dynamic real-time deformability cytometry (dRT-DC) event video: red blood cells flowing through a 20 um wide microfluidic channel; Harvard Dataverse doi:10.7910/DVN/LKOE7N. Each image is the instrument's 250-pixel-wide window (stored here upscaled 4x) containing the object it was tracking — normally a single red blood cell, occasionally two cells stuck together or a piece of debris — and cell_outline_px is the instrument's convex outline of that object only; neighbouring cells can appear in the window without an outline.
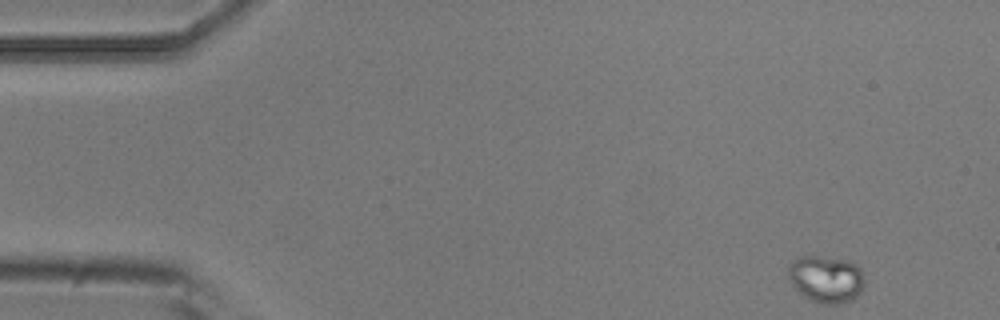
{"species": "common noctule bat (a hibernating species)", "species_latin": "Nyctalus noctula", "temperature_condition": "room temperature", "stored_images_in_passage": 5, "camera_frame_rate_fps": 3000, "um_per_image_px": 0.085, "animal": {"sex": "male", "body_mass_g": 20.5, "forearm_length_mm": 52.5}, "frame": {"image": 1, "passage_image": 1, "time_ms": 0.0, "image_size_px": [1000, 320], "cell_outline_px": [[864, 284], [860, 292], [852, 300], [840, 304], [820, 304], [804, 296], [788, 280], [788, 268], [792, 260], [796, 256], [816, 256], [848, 260], [856, 264], [860, 268], [864, 280]], "centroid_in_image_um": [70.2, 23.71], "position_along_channel_um": 14.8, "area_um2": 21.04}}
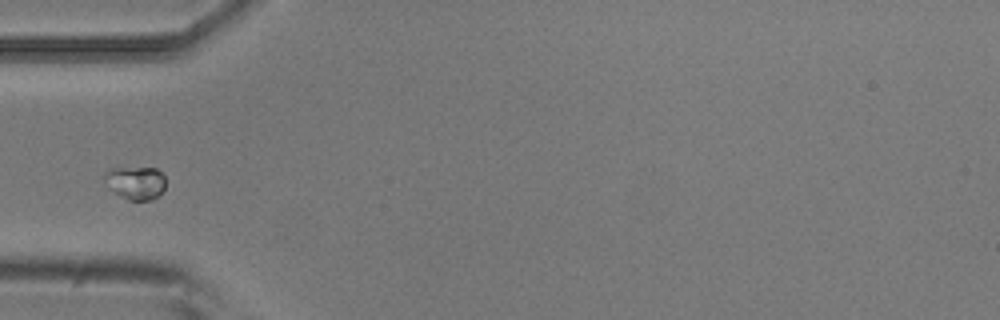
{"frame": {"image": 2, "passage_image": 5, "time_ms": 1.333, "image_size_px": [1000, 320], "cell_outline_px": [[164, 188], [156, 196], [148, 200], [128, 200], [116, 192], [104, 176], [104, 172], [112, 168], [156, 168], [164, 176]], "centroid_in_image_um": [11.56, 15.51], "position_along_channel_um": 73.4, "area_um2": 11.21}}